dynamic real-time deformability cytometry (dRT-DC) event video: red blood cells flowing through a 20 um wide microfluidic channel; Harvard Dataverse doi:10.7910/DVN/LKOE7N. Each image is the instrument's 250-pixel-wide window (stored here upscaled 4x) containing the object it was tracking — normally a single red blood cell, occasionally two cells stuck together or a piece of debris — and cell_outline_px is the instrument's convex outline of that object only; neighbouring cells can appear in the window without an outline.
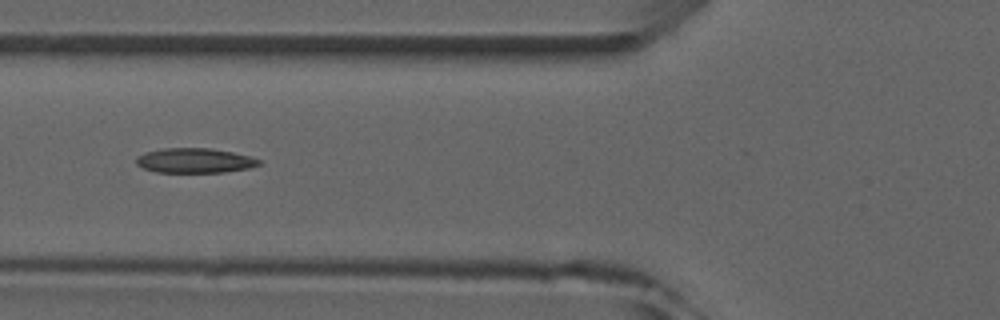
{"species": "common noctule bat (a hibernating species)", "species_latin": "Nyctalus noctula", "temperature_condition": "room temperature", "stored_images_in_passage": 5, "camera_frame_rate_fps": 3000, "um_per_image_px": 0.085, "animal": {"sex": "male", "forearm_length_mm": 52.5}, "frame": {"image": 1, "passage_image": 5, "time_ms": 4.667, "image_size_px": [1000, 320], "cell_outline_px": [[260, 164], [248, 168], [224, 172], [156, 172], [144, 168], [136, 164], [136, 156], [144, 152], [164, 148], [212, 148], [252, 156], [260, 160]], "centroid_in_image_um": [16.53, 13.64], "position_along_channel_um": 109.3, "area_um2": 17.74}}